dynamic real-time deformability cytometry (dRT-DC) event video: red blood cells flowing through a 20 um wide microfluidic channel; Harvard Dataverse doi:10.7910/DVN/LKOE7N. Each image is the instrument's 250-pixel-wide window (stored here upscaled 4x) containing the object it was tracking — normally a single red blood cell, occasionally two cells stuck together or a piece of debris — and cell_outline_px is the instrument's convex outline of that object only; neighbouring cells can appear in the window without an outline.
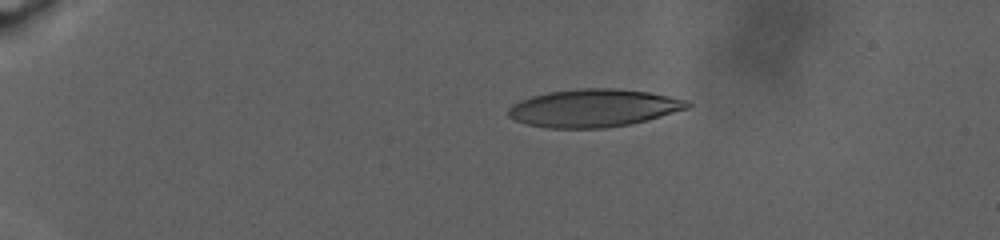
{"species": "human", "species_latin": "Homo sapiens", "temperature_condition": "warm", "stored_images_in_passage": 75, "camera_frame_rate_fps": 3000, "um_per_image_px": 0.085, "donor": {"sex": "male"}, "frame": {"image": 1, "passage_image": 1, "time_ms": 0.0, "image_size_px": [1000, 240], "cell_outline_px": [[692, 104], [688, 108], [660, 116], [628, 124], [604, 128], [544, 128], [528, 124], [516, 120], [508, 116], [508, 108], [512, 104], [520, 100], [532, 96], [548, 92], [580, 88], [616, 88], [648, 92], [688, 100]], "centroid_in_image_um": [50.43, 9.18], "position_along_channel_um": 34.6, "area_um2": 39.25}}
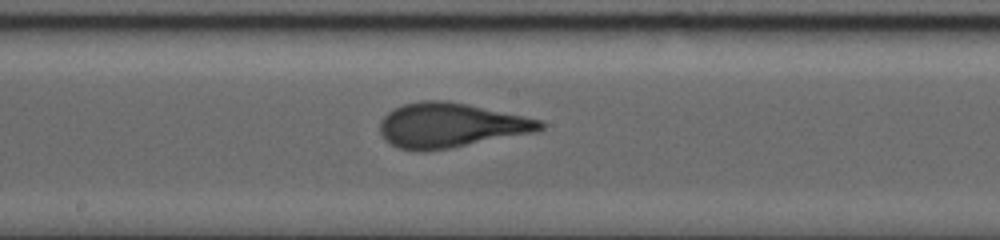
{"frame": {"image": 2, "passage_image": 47, "time_ms": 11.0, "image_size_px": [1000, 240], "cell_outline_px": [[544, 128], [536, 132], [448, 148], [424, 152], [416, 152], [400, 148], [384, 140], [380, 132], [380, 120], [388, 112], [404, 104], [420, 100], [444, 100], [468, 104], [540, 120], [544, 124]], "centroid_in_image_um": [38.26, 10.65], "position_along_channel_um": 209.9, "area_um2": 41.44}}
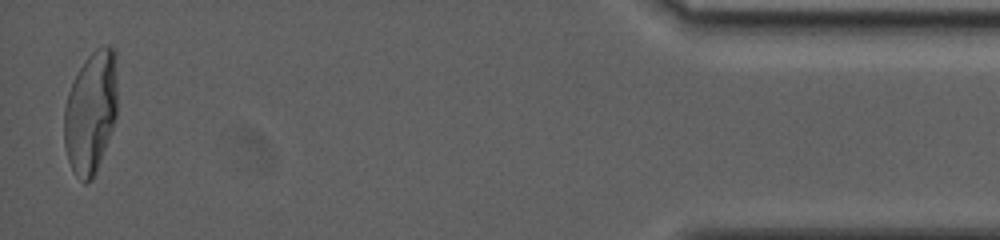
{"frame": {"image": 3, "passage_image": 75, "time_ms": 22.667, "image_size_px": [1000, 240], "cell_outline_px": [[116, 116], [112, 128], [100, 160], [92, 180], [84, 184], [76, 176], [68, 160], [64, 144], [64, 108], [68, 92], [80, 68], [88, 56], [96, 48], [104, 44], [108, 44], [116, 52]], "centroid_in_image_um": [7.71, 9.52], "position_along_channel_um": 427.5, "area_um2": 37.74}, "authors_computed_cell_mechanics": {"area_um2": 40.2866, "velocity_mm_per_s": 2.4389, "shape_relaxation_time_tau1_ms": 10.3401, "shape_relaxation_time_tau2_ms": null, "deformation_change_tau1": 0.3083, "deformation_change_tau2": null}}